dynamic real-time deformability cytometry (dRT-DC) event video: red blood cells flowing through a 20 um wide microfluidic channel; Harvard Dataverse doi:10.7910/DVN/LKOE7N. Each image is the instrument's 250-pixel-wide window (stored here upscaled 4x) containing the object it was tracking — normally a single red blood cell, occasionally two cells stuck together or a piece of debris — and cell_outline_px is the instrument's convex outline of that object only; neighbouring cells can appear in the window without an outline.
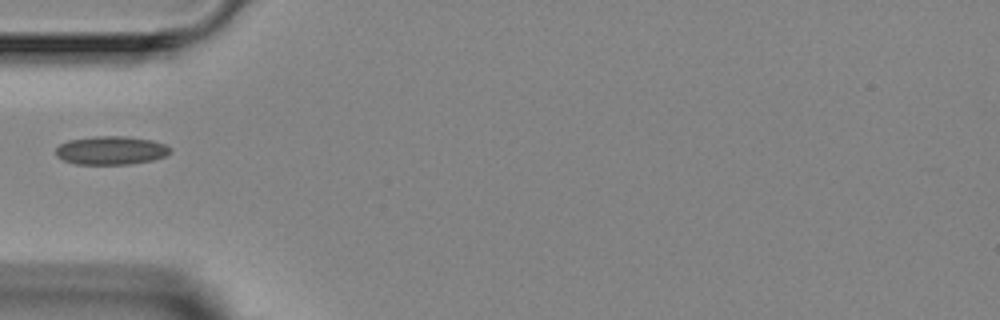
{"species": "Egyptian fruit bat (a non-hibernating species)", "species_latin": "Rousettus aegyptiacus", "temperature_condition": "room temperature", "stored_images_in_passage": 4, "camera_frame_rate_fps": 3000, "um_per_image_px": 0.085, "animal": {"sex": "female"}, "frame": {"image": 1, "passage_image": 3, "time_ms": 3.333, "image_size_px": [1000, 320], "cell_outline_px": [[172, 152], [164, 156], [152, 160], [128, 164], [76, 164], [64, 160], [56, 156], [56, 148], [60, 144], [68, 140], [92, 136], [124, 136], [152, 140], [164, 144], [172, 148]], "centroid_in_image_um": [9.43, 12.77], "position_along_channel_um": 75.6, "area_um2": 19.02}}
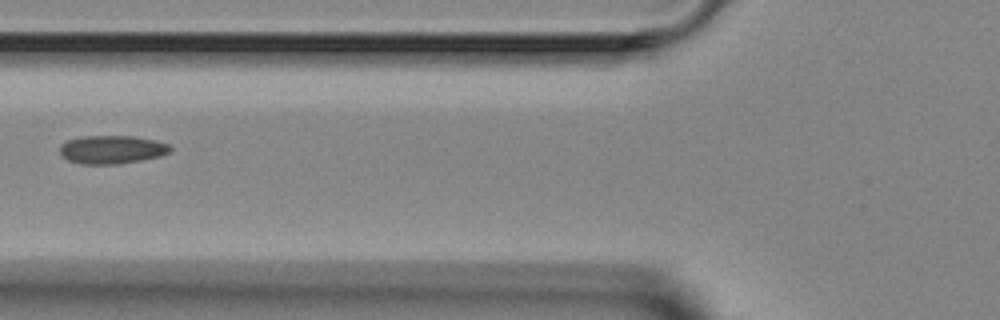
{"frame": {"image": 2, "passage_image": 4, "time_ms": 4.333, "image_size_px": [1000, 320], "cell_outline_px": [[172, 148], [168, 152], [160, 156], [140, 160], [116, 164], [80, 164], [68, 160], [60, 156], [60, 144], [68, 140], [80, 136], [132, 136], [156, 140], [168, 144]], "centroid_in_image_um": [9.46, 12.71], "position_along_channel_um": 116.3, "area_um2": 18.26}}